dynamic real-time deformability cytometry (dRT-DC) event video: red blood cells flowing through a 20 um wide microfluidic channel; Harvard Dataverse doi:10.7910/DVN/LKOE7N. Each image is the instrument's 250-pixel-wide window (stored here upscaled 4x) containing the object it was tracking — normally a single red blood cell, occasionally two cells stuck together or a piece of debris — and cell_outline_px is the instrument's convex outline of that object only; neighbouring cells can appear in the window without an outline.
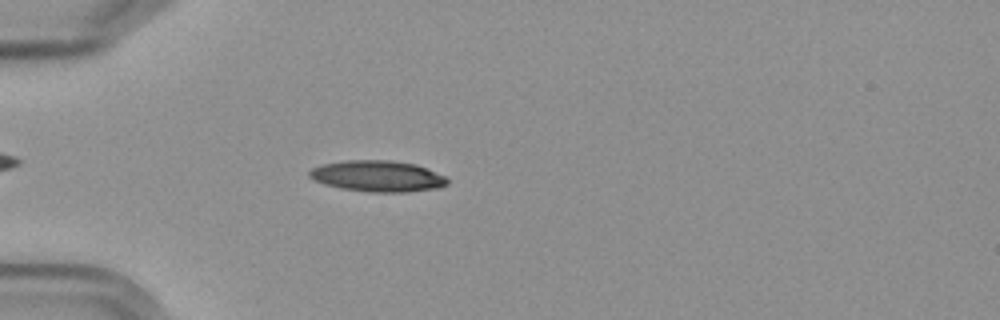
{"species": "Egyptian fruit bat (a non-hibernating species)", "species_latin": "Rousettus aegyptiacus", "temperature_condition": "cold", "stored_images_in_passage": 50, "camera_frame_rate_fps": 3000, "um_per_image_px": 0.085, "frame": {"image": 1, "passage_image": 10, "time_ms": 3.0, "image_size_px": [1000, 320], "cell_outline_px": [[448, 184], [440, 188], [408, 192], [368, 192], [340, 188], [324, 184], [308, 176], [308, 172], [312, 168], [324, 164], [348, 160], [388, 160], [416, 164], [444, 176], [448, 180]], "centroid_in_image_um": [32.11, 14.98], "position_along_channel_um": 52.9, "area_um2": 24.97}}
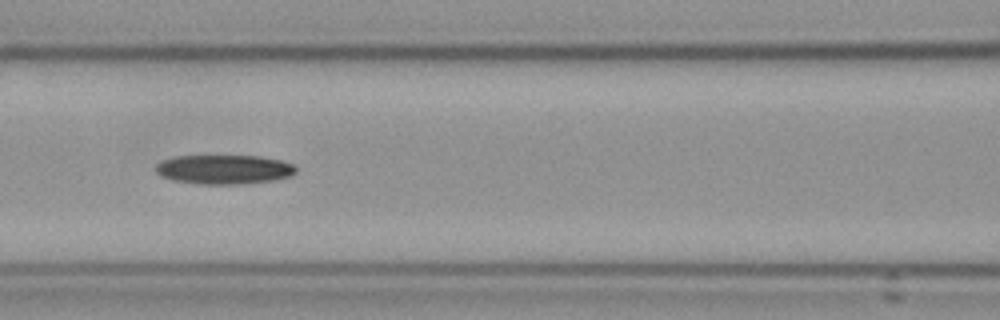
{"frame": {"image": 2, "passage_image": 19, "time_ms": 6.0, "image_size_px": [1000, 320], "cell_outline_px": [[296, 172], [292, 176], [272, 180], [244, 184], [200, 184], [172, 180], [160, 176], [156, 172], [156, 164], [164, 160], [176, 156], [260, 156], [280, 160], [292, 164], [296, 168]], "centroid_in_image_um": [19.04, 14.41], "position_along_channel_um": 147.6, "area_um2": 23.93}}
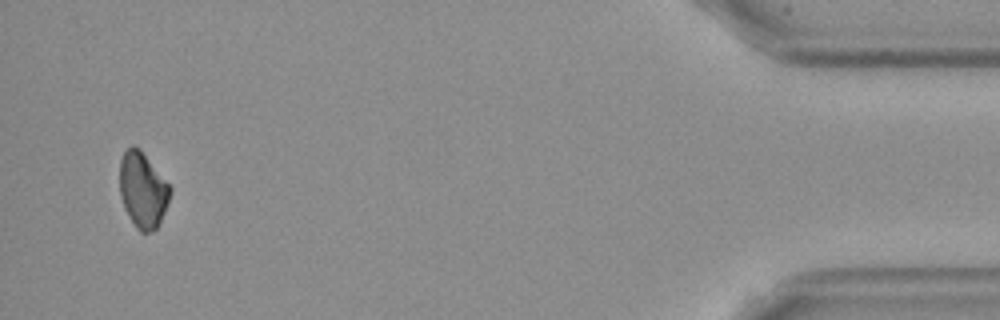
{"frame": {"image": 3, "passage_image": 48, "time_ms": 15.667, "image_size_px": [1000, 320], "cell_outline_px": [[172, 192], [164, 212], [156, 228], [152, 232], [140, 232], [136, 228], [128, 216], [124, 208], [120, 196], [120, 160], [124, 152], [132, 144], [140, 148], [172, 188]], "centroid_in_image_um": [12.13, 16.14], "position_along_channel_um": 423.1, "area_um2": 22.25}, "authors_computed_cell_mechanics": {"area_um2": 23.8714, "velocity_mm_per_s": 3.6079, "shape_relaxation_time_tau1_ms": 11.2563, "shape_relaxation_time_tau2_ms": null, "deformation_change_tau1": 0.1812, "deformation_change_tau2": null}}